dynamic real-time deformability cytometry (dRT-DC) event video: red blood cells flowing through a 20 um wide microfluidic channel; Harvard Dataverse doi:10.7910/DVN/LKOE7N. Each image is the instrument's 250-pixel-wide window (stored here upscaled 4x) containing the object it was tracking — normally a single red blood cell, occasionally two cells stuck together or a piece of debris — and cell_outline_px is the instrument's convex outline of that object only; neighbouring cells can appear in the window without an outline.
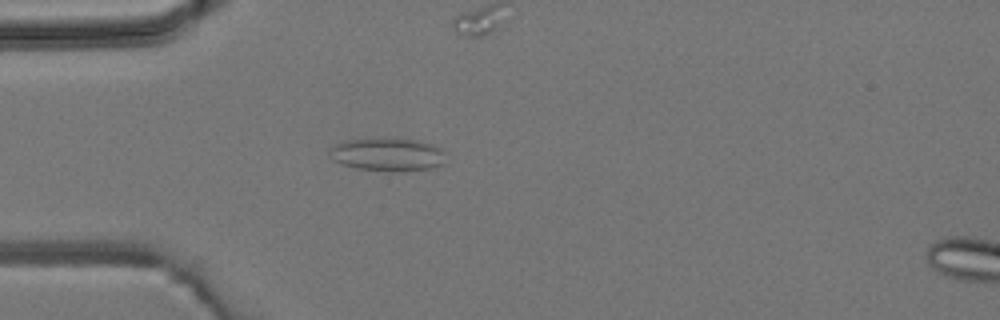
{"species": "common noctule bat (a hibernating species)", "species_latin": "Nyctalus noctula", "temperature_condition": "room temperature", "stored_images_in_passage": 3, "camera_frame_rate_fps": 3000, "um_per_image_px": 0.085, "animal": {"sex": "male", "body_mass_g": 19.2, "forearm_length_mm": 51.8}, "frame": {"image": 1, "passage_image": 2, "time_ms": 1.0, "image_size_px": [1000, 320], "cell_outline_px": [[444, 164], [428, 168], [356, 168], [340, 164], [332, 160], [332, 148], [336, 144], [344, 140], [380, 136], [420, 140], [432, 144], [440, 148], [444, 152]], "centroid_in_image_um": [32.92, 13.03], "position_along_channel_um": 52.1, "area_um2": 21.85}}